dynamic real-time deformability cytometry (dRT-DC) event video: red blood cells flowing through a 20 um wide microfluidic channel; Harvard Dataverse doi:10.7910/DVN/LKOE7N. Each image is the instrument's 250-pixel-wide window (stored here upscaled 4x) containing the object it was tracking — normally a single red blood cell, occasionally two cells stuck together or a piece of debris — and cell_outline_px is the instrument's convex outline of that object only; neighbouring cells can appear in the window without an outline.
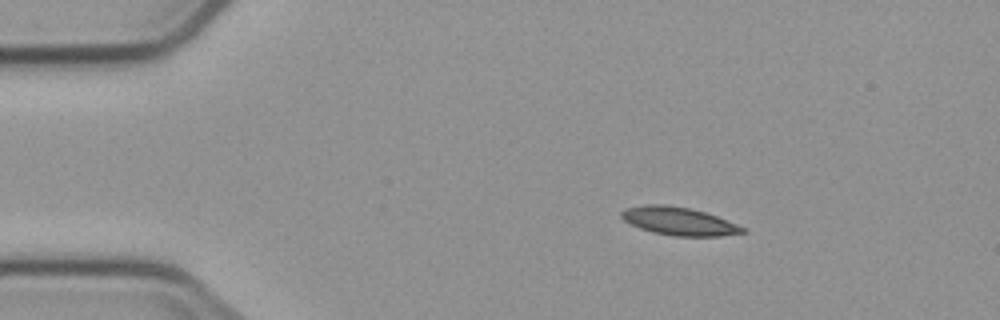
{"species": "common noctule bat (a hibernating species)", "species_latin": "Nyctalus noctula", "temperature_condition": "cold", "stored_images_in_passage": 3, "camera_frame_rate_fps": 3000, "um_per_image_px": 0.085, "animal": {"sex": "male", "body_mass_g": 23.1, "forearm_length_mm": 52.7}, "frame": {"image": 1, "passage_image": 1, "time_ms": 0.0, "image_size_px": [1000, 320], "cell_outline_px": [[744, 232], [720, 236], [672, 236], [652, 232], [640, 228], [624, 220], [620, 216], [620, 212], [624, 208], [644, 204], [668, 204], [688, 208], [704, 212], [716, 216], [736, 224], [744, 228]], "centroid_in_image_um": [57.63, 18.79], "position_along_channel_um": 27.4, "area_um2": 19.71}}